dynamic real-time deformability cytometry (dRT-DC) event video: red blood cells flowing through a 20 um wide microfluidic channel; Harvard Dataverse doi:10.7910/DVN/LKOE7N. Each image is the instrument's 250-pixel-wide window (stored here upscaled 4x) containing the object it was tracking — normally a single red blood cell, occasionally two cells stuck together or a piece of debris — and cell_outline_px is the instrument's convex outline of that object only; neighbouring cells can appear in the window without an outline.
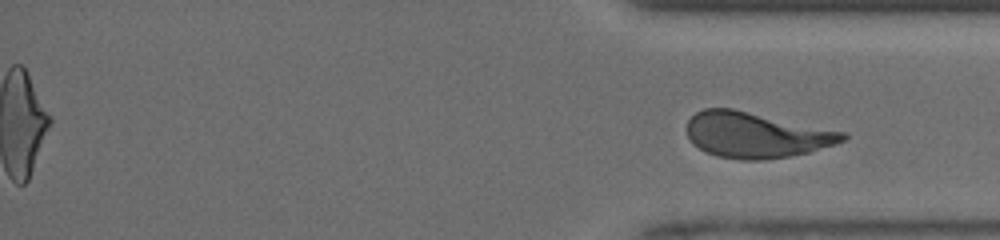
{"species": "human", "species_latin": "Homo sapiens", "temperature_condition": "room temperature", "stored_images_in_passage": 71, "segment_of_instrument_passage": [2, 2], "camera_frame_rate_fps": 3000, "um_per_image_px": 0.085, "donor": {"sex": "male"}, "frame": {"image": 1, "passage_image": 71, "time_ms": 18.0, "image_size_px": [1000, 240], "cell_outline_px": [[848, 136], [844, 140], [836, 144], [808, 152], [788, 156], [764, 160], [740, 160], [716, 156], [692, 144], [688, 136], [688, 120], [696, 112], [704, 108], [732, 108], [848, 132]], "centroid_in_image_um": [64.28, 11.47], "position_along_channel_um": 370.9, "area_um2": 41.5}}